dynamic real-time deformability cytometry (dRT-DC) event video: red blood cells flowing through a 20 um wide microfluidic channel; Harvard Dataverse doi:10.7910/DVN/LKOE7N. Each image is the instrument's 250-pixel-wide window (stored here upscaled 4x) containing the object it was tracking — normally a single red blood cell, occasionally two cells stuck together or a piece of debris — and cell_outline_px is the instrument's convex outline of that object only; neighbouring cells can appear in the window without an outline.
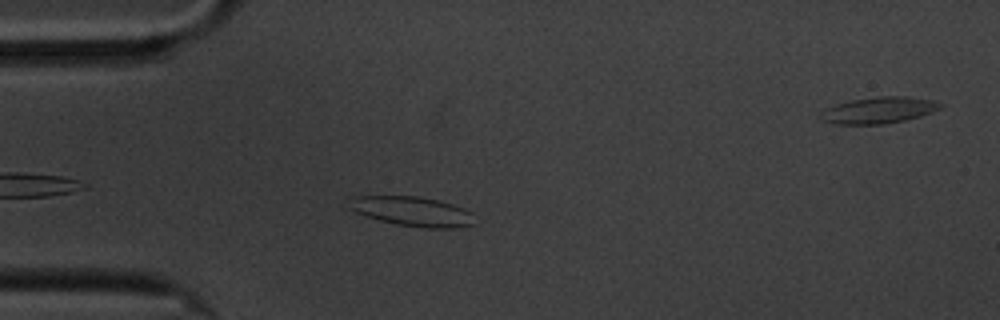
{"species": "common noctule bat (a hibernating species)", "species_latin": "Nyctalus noctula", "temperature_condition": "cold", "stored_images_in_passage": 46, "camera_frame_rate_fps": 3000, "um_per_image_px": 0.085, "animal": {"sex": "male", "body_mass_g": 20.1, "forearm_length_mm": 53.5}, "frame": {"image": 1, "passage_image": 6, "time_ms": 1.667, "image_size_px": [1000, 320], "cell_outline_px": [[476, 224], [456, 228], [424, 228], [396, 224], [380, 220], [356, 212], [348, 208], [352, 196], [420, 196], [440, 200], [464, 208], [472, 212]], "centroid_in_image_um": [35.1, 17.97], "position_along_channel_um": 49.9, "area_um2": 21.79}}
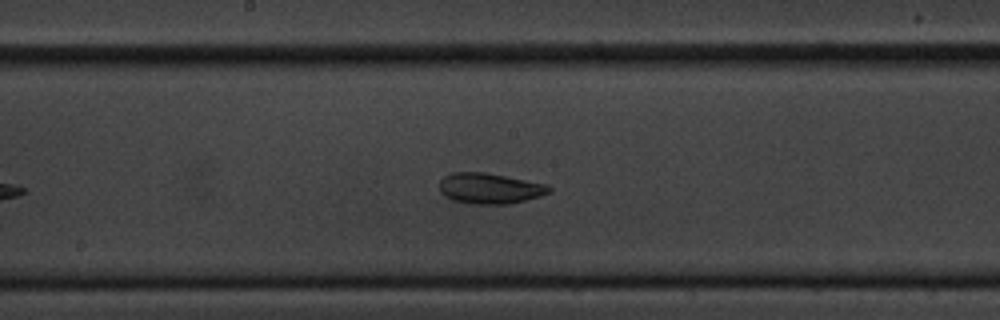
{"frame": {"image": 2, "passage_image": 21, "time_ms": 6.667, "image_size_px": [1000, 320], "cell_outline_px": [[552, 192], [540, 196], [508, 204], [472, 204], [452, 200], [444, 196], [440, 192], [440, 180], [444, 176], [452, 172], [484, 172], [548, 184], [552, 188]], "centroid_in_image_um": [41.63, 16.01], "position_along_channel_um": 206.6, "area_um2": 19.71}}
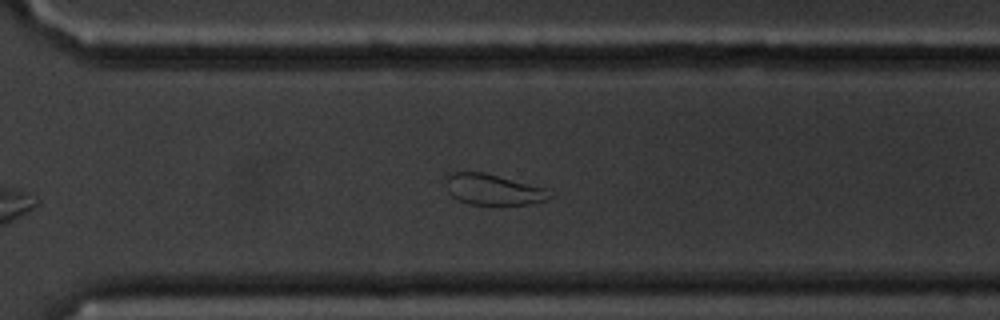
{"frame": {"image": 3, "passage_image": 32, "time_ms": 10.333, "image_size_px": [1000, 320], "cell_outline_px": [[556, 196], [548, 200], [528, 204], [468, 204], [452, 196], [448, 192], [444, 176], [448, 172], [484, 172], [548, 188]], "centroid_in_image_um": [41.96, 16.1], "position_along_channel_um": 328.6, "area_um2": 19.02}, "authors_computed_cell_mechanics": {"area_um2": 20.23, "velocity_mm_per_s": 3.3428, "shape_relaxation_time_tau1_ms": 6.5271, "shape_relaxation_time_tau2_ms": 3.9589, "deformation_change_tau1": 0.1011, "deformation_change_tau2": 0.0944}}